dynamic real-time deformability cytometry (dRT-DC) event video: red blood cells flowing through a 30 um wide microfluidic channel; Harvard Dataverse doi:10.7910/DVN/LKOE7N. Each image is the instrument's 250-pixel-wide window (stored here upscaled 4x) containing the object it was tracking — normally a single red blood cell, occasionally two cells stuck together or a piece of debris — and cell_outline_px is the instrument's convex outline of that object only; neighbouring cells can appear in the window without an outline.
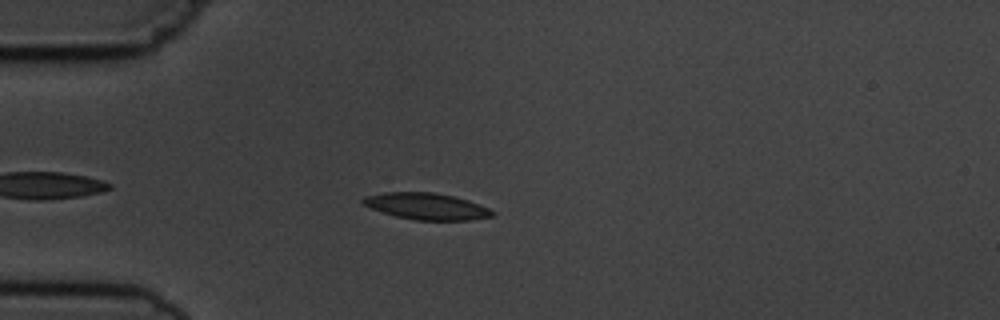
{"species": "common noctule bat (a hibernating species)", "species_latin": "Nyctalus noctula", "temperature_condition": "cold", "stored_images_in_passage": 5, "camera_frame_rate_fps": 3000, "um_per_image_px": 0.085, "animal": {"sex": "male", "body_mass_g": 19.5, "forearm_length_mm": 54.6}, "frame": {"image": 1, "passage_image": 5, "time_ms": 4.667, "image_size_px": [1000, 320], "cell_outline_px": [[496, 212], [492, 216], [472, 220], [416, 220], [396, 216], [372, 208], [364, 204], [360, 200], [364, 196], [384, 192], [436, 192], [468, 200], [488, 208]], "centroid_in_image_um": [36.26, 17.53], "position_along_channel_um": 48.7, "area_um2": 19.88}}